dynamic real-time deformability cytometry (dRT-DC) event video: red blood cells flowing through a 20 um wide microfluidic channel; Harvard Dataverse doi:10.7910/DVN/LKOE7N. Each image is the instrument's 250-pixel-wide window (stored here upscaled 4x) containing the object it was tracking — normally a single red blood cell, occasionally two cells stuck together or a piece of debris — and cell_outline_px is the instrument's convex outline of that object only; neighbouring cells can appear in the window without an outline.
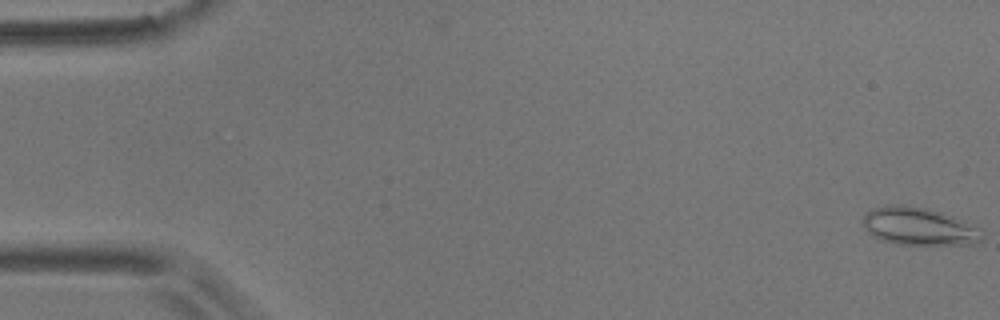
{"species": "common noctule bat (a hibernating species)", "species_latin": "Nyctalus noctula", "temperature_condition": "room temperature", "stored_images_in_passage": 57, "camera_frame_rate_fps": 3000, "um_per_image_px": 0.085, "animal": {"sex": "male", "body_mass_g": 17.9}, "frame": {"image": 1, "passage_image": 1, "time_ms": 0.0, "image_size_px": [1000, 320], "cell_outline_px": [[984, 232], [980, 240], [976, 244], [896, 244], [880, 240], [872, 236], [864, 228], [860, 220], [872, 208], [884, 204], [904, 204], [928, 208], [964, 220], [980, 228]], "centroid_in_image_um": [78.07, 19.22], "position_along_channel_um": 6.9, "area_um2": 26.65}}
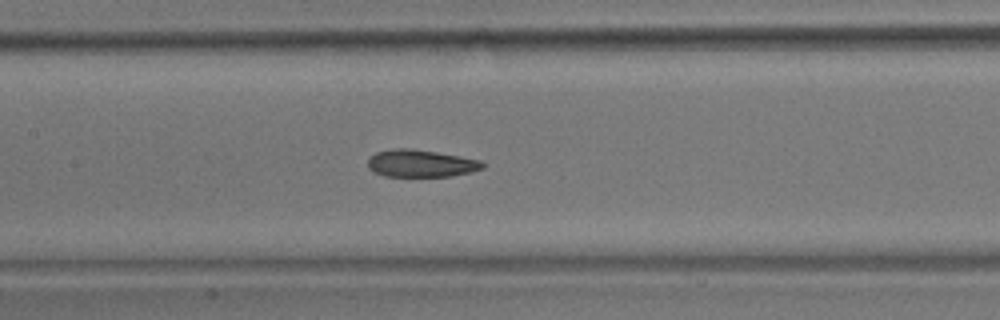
{"frame": {"image": 2, "passage_image": 27, "time_ms": 8.667, "image_size_px": [1000, 320], "cell_outline_px": [[484, 168], [472, 172], [452, 176], [384, 176], [372, 172], [368, 168], [368, 160], [376, 152], [396, 148], [412, 148], [460, 156], [480, 160], [484, 164]], "centroid_in_image_um": [35.77, 13.89], "position_along_channel_um": 171.6, "area_um2": 18.32}}
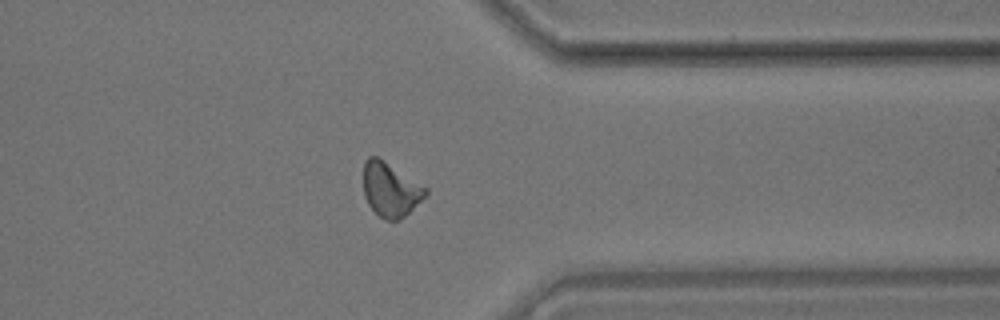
{"frame": {"image": 3, "passage_image": 45, "time_ms": 14.667, "image_size_px": [1000, 320], "cell_outline_px": [[428, 192], [400, 220], [384, 220], [368, 204], [364, 196], [364, 160], [368, 156], [376, 156], [428, 188]], "centroid_in_image_um": [33.16, 16.11], "position_along_channel_um": 378.2, "area_um2": 19.19}, "authors_computed_cell_mechanics": {"area_um2": 19.1896, "velocity_mm_per_s": 3.553, "shape_relaxation_time_tau1_ms": 8.0225, "shape_relaxation_time_tau2_ms": 2.167, "deformation_change_tau1": 0.1819, "deformation_change_tau2": 0.0955}}